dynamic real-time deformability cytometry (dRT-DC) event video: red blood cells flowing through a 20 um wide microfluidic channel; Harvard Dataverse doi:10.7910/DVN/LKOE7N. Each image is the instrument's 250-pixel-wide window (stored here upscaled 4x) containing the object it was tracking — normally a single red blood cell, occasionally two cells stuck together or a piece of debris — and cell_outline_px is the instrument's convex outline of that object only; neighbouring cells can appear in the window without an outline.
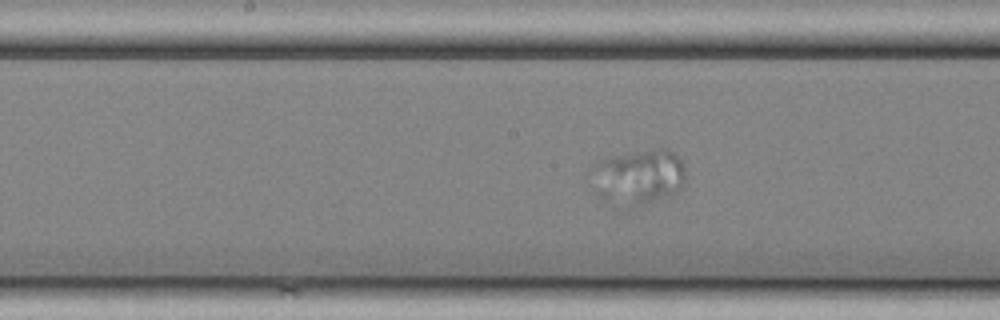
{"species": "common noctule bat (a hibernating species)", "species_latin": "Nyctalus noctula", "temperature_condition": "cold", "stored_images_in_passage": 53, "camera_frame_rate_fps": 3000, "um_per_image_px": 0.085, "animal": {"sex": "female", "body_mass_g": 25.1}, "frame": {"image": 1, "passage_image": 26, "time_ms": 8.333, "image_size_px": [1000, 320], "cell_outline_px": [[684, 184], [676, 192], [644, 204], [636, 204], [588, 172], [592, 164], [596, 160], [636, 152], [660, 148], [668, 148], [676, 152], [684, 168]], "centroid_in_image_um": [54.56, 14.81], "position_along_channel_um": 193.6, "area_um2": 26.53}}
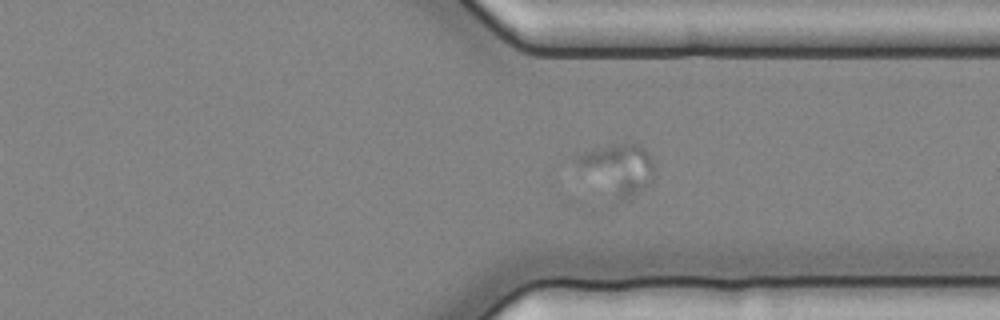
{"frame": {"image": 2, "passage_image": 40, "time_ms": 13.0, "image_size_px": [1000, 320], "cell_outline_px": [[652, 176], [636, 192], [620, 200], [616, 200], [580, 160], [580, 156], [584, 152], [620, 144], [636, 144], [648, 152], [652, 160]], "centroid_in_image_um": [52.68, 14.3], "position_along_channel_um": 358.7, "area_um2": 19.59}}
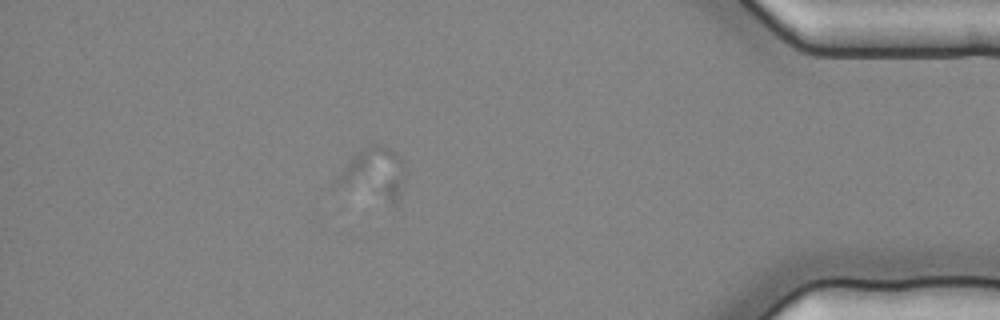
{"frame": {"image": 3, "passage_image": 47, "time_ms": 15.333, "image_size_px": [1000, 320], "cell_outline_px": [[408, 172], [396, 204], [392, 204], [340, 184], [336, 180], [348, 160], [372, 144], [376, 144], [388, 148], [396, 152], [404, 160]], "centroid_in_image_um": [31.93, 14.74], "position_along_channel_um": 403.3, "area_um2": 19.94}}